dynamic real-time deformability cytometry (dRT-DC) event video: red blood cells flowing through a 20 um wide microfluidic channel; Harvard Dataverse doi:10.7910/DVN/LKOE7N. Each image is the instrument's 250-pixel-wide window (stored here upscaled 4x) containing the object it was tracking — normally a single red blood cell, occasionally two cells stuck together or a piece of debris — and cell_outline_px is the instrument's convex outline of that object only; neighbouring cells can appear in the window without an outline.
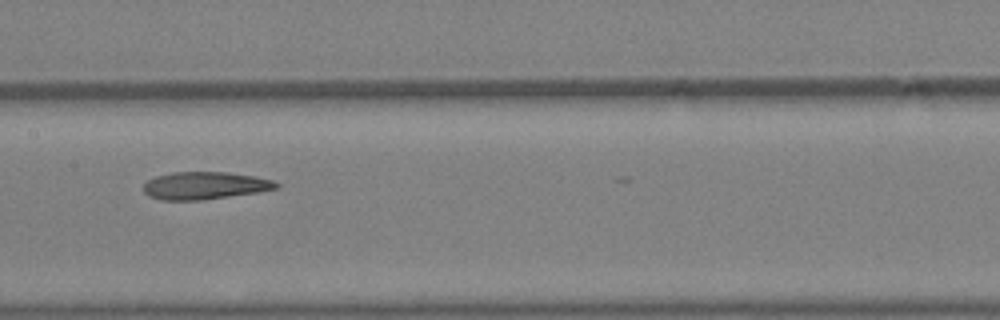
{"species": "Egyptian fruit bat (a non-hibernating species)", "species_latin": "Rousettus aegyptiacus", "temperature_condition": "warm", "stored_images_in_passage": 6, "camera_frame_rate_fps": 3000, "um_per_image_px": 0.085, "animal": {"sex": "female"}, "frame": {"image": 1, "passage_image": 6, "time_ms": 1.667, "image_size_px": [1000, 320], "cell_outline_px": [[280, 188], [256, 192], [200, 200], [160, 200], [148, 196], [144, 192], [144, 184], [148, 180], [156, 176], [172, 172], [224, 172], [252, 176], [272, 180], [280, 184]], "centroid_in_image_um": [17.38, 15.77], "position_along_channel_um": 190.0, "area_um2": 21.1}}